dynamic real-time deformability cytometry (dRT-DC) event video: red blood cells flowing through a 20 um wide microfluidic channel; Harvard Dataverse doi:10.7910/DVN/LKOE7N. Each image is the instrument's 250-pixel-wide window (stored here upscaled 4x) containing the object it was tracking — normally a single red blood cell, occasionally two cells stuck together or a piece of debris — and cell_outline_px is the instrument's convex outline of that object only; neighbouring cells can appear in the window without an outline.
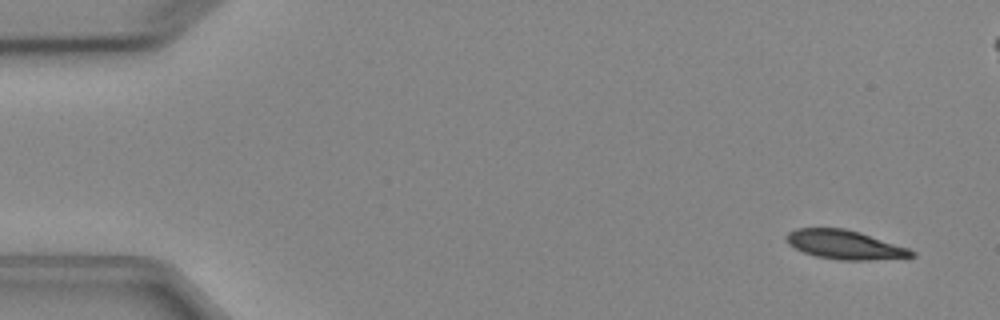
{"species": "Egyptian fruit bat (a non-hibernating species)", "species_latin": "Rousettus aegyptiacus", "temperature_condition": "cold", "stored_images_in_passage": 5, "camera_frame_rate_fps": 3000, "um_per_image_px": 0.085, "animal": {"sex": "female"}, "frame": {"image": 1, "passage_image": 1, "time_ms": 0.0, "image_size_px": [1000, 320], "cell_outline_px": [[916, 256], [868, 260], [840, 260], [816, 256], [804, 252], [788, 244], [784, 240], [784, 236], [788, 232], [796, 228], [844, 228], [860, 232], [908, 248], [916, 252]], "centroid_in_image_um": [71.76, 20.79], "position_along_channel_um": 13.2, "area_um2": 21.1}}